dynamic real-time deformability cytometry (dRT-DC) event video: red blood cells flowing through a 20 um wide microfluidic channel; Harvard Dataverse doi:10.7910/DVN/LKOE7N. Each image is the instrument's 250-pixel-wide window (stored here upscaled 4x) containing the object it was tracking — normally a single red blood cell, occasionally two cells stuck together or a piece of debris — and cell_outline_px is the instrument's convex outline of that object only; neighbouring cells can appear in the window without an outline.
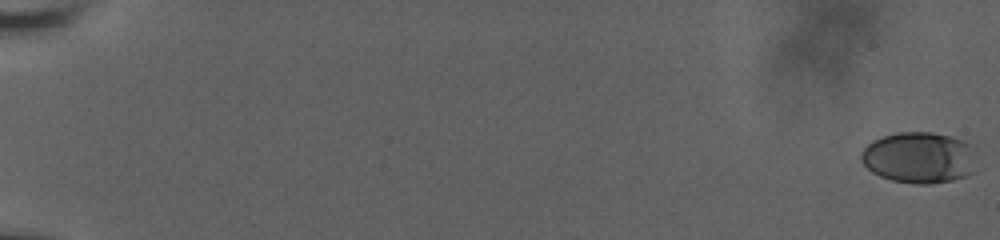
{"species": "human", "species_latin": "Homo sapiens", "temperature_condition": "room temperature", "stored_images_in_passage": 49, "camera_frame_rate_fps": 3000, "um_per_image_px": 0.085, "donor": {"sex": "male"}, "frame": {"image": 1, "passage_image": 1, "time_ms": 0.0, "image_size_px": [1000, 240], "cell_outline_px": [[976, 172], [952, 180], [928, 184], [916, 184], [892, 180], [880, 176], [872, 172], [860, 160], [860, 152], [872, 140], [880, 136], [896, 132], [932, 132], [948, 136], [960, 140], [968, 144]], "centroid_in_image_um": [78.05, 13.4], "position_along_channel_um": 7.0, "area_um2": 34.22}}
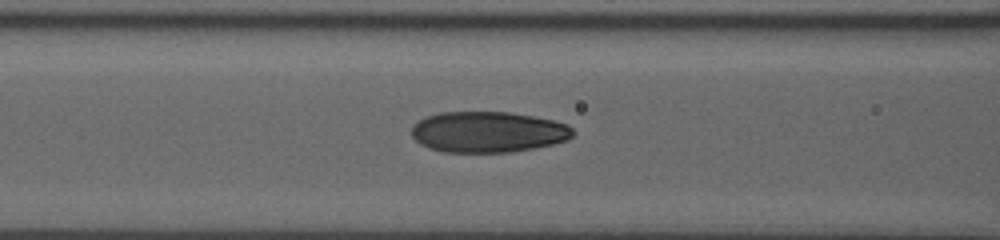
{"frame": {"image": 2, "passage_image": 30, "time_ms": 9.667, "image_size_px": [1000, 240], "cell_outline_px": [[576, 132], [568, 140], [552, 144], [512, 152], [444, 152], [428, 148], [420, 144], [412, 136], [412, 124], [428, 116], [440, 112], [512, 112], [552, 120], [568, 124]], "centroid_in_image_um": [41.49, 11.22], "position_along_channel_um": 125.1, "area_um2": 38.55}}
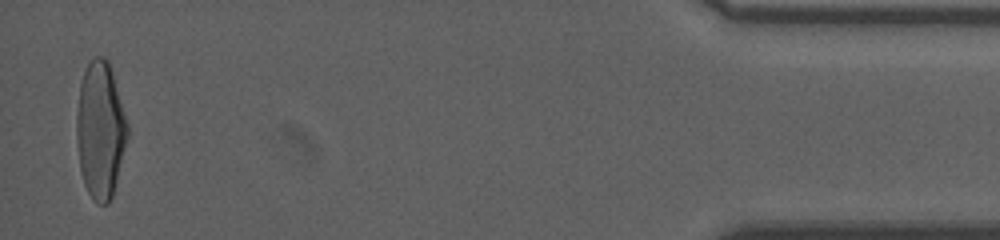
{"frame": {"image": 3, "passage_image": 49, "time_ms": 20.0, "image_size_px": [1000, 240], "cell_outline_px": [[128, 136], [112, 196], [108, 204], [96, 204], [92, 200], [84, 184], [80, 172], [76, 140], [76, 116], [80, 84], [84, 72], [92, 56], [104, 56], [108, 60], [112, 72], [128, 124]], "centroid_in_image_um": [8.51, 11.07], "position_along_channel_um": 426.7, "area_um2": 40.63}, "authors_computed_cell_mechanics": {"area_um2": 34.5644, "velocity_mm_per_s": 3.6464, "shape_relaxation_time_tau1_ms": 7.4705, "shape_relaxation_time_tau2_ms": 0.8527, "deformation_change_tau1": 0.2444, "deformation_change_tau2": 0.0629}}